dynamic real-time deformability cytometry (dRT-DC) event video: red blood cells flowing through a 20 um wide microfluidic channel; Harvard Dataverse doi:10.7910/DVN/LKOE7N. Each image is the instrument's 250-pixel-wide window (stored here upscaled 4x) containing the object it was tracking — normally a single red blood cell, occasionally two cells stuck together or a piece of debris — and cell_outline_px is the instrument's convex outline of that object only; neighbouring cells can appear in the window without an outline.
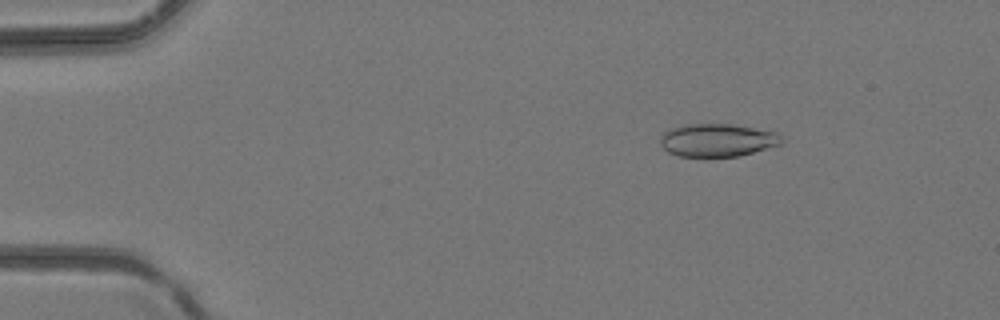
{"species": "common noctule bat (a hibernating species)", "species_latin": "Nyctalus noctula", "temperature_condition": "room temperature", "stored_images_in_passage": 40, "camera_frame_rate_fps": 3000, "um_per_image_px": 0.085, "animal": {"sex": "female", "body_mass_g": 24.6, "forearm_length_mm": 56.2}, "frame": {"image": 1, "passage_image": 6, "time_ms": 1.667, "image_size_px": [1000, 320], "cell_outline_px": [[784, 144], [736, 156], [676, 156], [668, 152], [660, 144], [660, 136], [668, 128], [684, 124], [732, 124], [776, 132], [784, 136]], "centroid_in_image_um": [60.98, 11.9], "position_along_channel_um": 24.0, "area_um2": 23.47}}
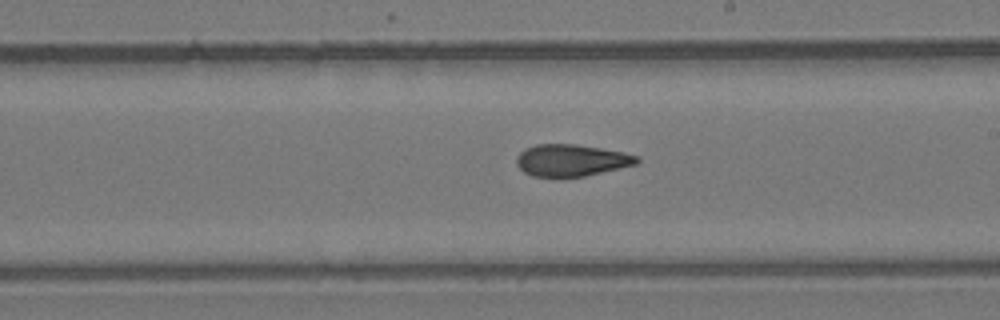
{"frame": {"image": 2, "passage_image": 24, "time_ms": 7.667, "image_size_px": [1000, 320], "cell_outline_px": [[640, 160], [636, 164], [584, 176], [560, 180], [532, 176], [524, 172], [516, 164], [516, 156], [524, 148], [536, 144], [576, 144], [624, 152], [636, 156]], "centroid_in_image_um": [48.49, 13.65], "position_along_channel_um": 240.5, "area_um2": 22.89}}
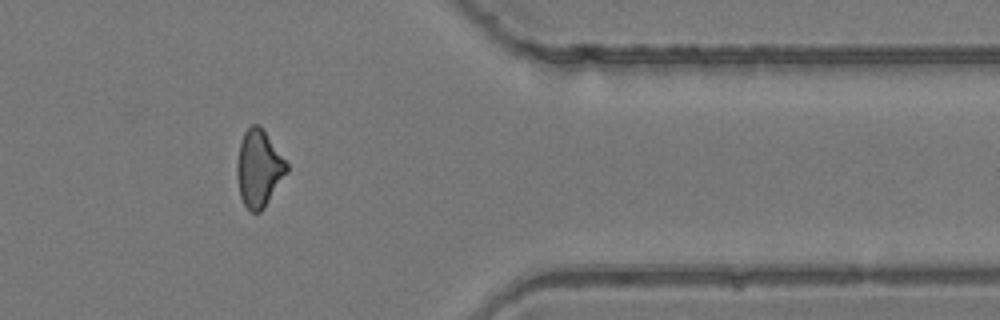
{"frame": {"image": 3, "passage_image": 34, "time_ms": 11.0, "image_size_px": [1000, 320], "cell_outline_px": [[288, 172], [264, 208], [260, 212], [252, 212], [244, 204], [240, 196], [236, 176], [236, 164], [240, 144], [244, 132], [252, 124], [260, 124], [288, 164]], "centroid_in_image_um": [22.0, 14.31], "position_along_channel_um": 389.4, "area_um2": 22.31}}